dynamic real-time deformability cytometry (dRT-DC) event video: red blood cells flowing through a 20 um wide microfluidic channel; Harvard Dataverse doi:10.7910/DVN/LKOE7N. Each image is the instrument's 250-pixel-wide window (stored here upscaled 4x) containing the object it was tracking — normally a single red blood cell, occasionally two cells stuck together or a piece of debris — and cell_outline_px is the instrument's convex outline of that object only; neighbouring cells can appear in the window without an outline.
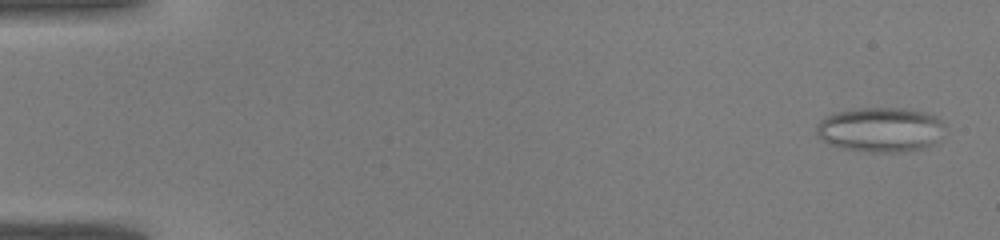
{"species": "common noctule bat (a hibernating species)", "species_latin": "Nyctalus noctula", "temperature_condition": "warm", "stored_images_in_passage": 43, "camera_frame_rate_fps": 3000, "um_per_image_px": 0.085, "animal": {"sex": "male", "body_mass_g": 19.0, "forearm_length_mm": 50.8}, "frame": {"image": 1, "passage_image": 2, "time_ms": 0.333, "image_size_px": [1000, 240], "cell_outline_px": [[944, 124], [932, 144], [924, 148], [896, 152], [868, 152], [840, 148], [828, 144], [816, 132], [816, 124], [820, 120], [836, 112], [860, 108], [904, 108], [924, 112], [936, 116]], "centroid_in_image_um": [74.78, 11.02], "position_along_channel_um": 10.2, "area_um2": 33.06}}
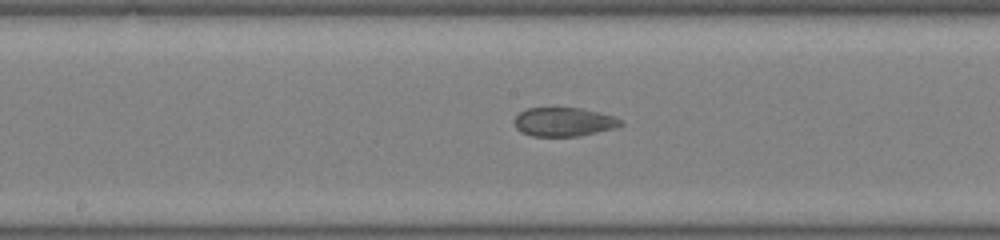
{"frame": {"image": 2, "passage_image": 23, "time_ms": 7.333, "image_size_px": [1000, 240], "cell_outline_px": [[624, 120], [620, 124], [612, 128], [580, 136], [532, 136], [516, 128], [512, 120], [524, 108], [580, 108], [612, 116]], "centroid_in_image_um": [47.86, 10.36], "position_along_channel_um": 200.3, "area_um2": 17.63}}
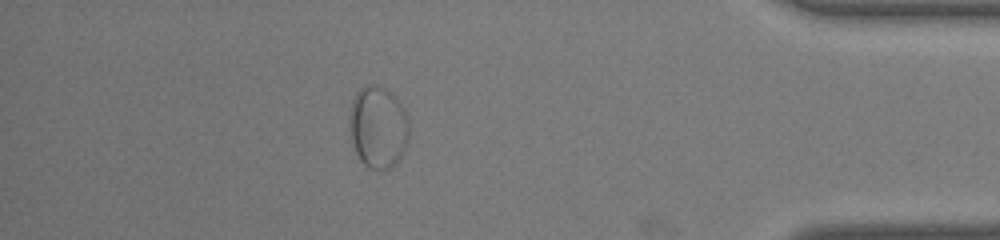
{"frame": {"image": 3, "passage_image": 38, "time_ms": 12.333, "image_size_px": [1000, 240], "cell_outline_px": [[408, 140], [396, 164], [388, 168], [368, 168], [360, 160], [356, 152], [352, 140], [352, 100], [356, 92], [364, 84], [368, 84], [384, 88], [392, 92], [400, 104], [408, 120]], "centroid_in_image_um": [32.15, 10.79], "position_along_channel_um": 403.0, "area_um2": 27.69}}